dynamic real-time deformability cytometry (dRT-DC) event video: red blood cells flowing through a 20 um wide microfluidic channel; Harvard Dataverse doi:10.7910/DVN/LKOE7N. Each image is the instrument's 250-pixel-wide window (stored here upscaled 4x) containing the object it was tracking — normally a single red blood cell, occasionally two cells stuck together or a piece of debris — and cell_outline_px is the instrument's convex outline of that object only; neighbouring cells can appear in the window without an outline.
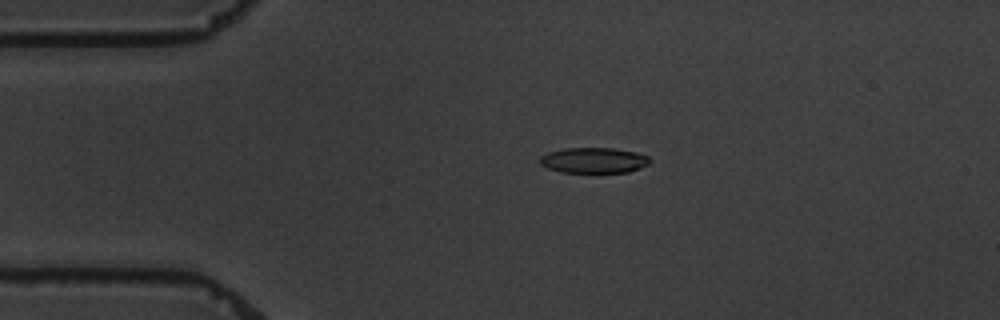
{"species": "common noctule bat (a hibernating species)", "species_latin": "Nyctalus noctula", "temperature_condition": "warm", "stored_images_in_passage": 5, "camera_frame_rate_fps": 3000, "um_per_image_px": 0.085, "animal": {"sex": "male", "body_mass_g": 19.5, "forearm_length_mm": 54.6}, "frame": {"image": 1, "passage_image": 4, "time_ms": 3.333, "image_size_px": [1000, 320], "cell_outline_px": [[652, 160], [648, 164], [628, 172], [560, 172], [548, 168], [540, 164], [540, 156], [548, 152], [564, 148], [612, 148], [636, 152], [648, 156]], "centroid_in_image_um": [50.46, 13.62], "position_along_channel_um": 34.5, "area_um2": 16.3}}